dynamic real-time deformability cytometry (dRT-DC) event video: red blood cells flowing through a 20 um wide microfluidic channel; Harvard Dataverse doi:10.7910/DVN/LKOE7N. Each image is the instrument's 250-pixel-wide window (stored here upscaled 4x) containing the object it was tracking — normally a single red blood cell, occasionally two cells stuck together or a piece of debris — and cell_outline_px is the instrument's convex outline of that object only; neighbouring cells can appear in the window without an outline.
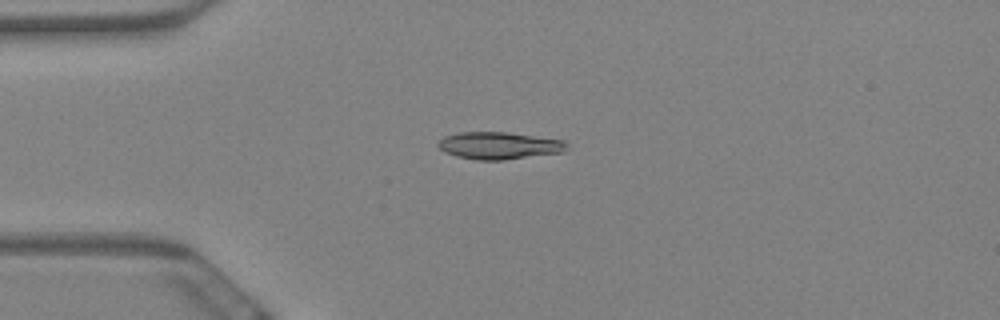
{"species": "Egyptian fruit bat (a non-hibernating species)", "species_latin": "Rousettus aegyptiacus", "temperature_condition": "warm", "stored_images_in_passage": 54, "camera_frame_rate_fps": 3000, "um_per_image_px": 0.085, "animal": {"sex": "female"}, "frame": {"image": 1, "passage_image": 15, "time_ms": 4.667, "image_size_px": [1000, 320], "cell_outline_px": [[568, 148], [564, 152], [504, 160], [476, 160], [456, 156], [444, 152], [436, 144], [444, 136], [456, 132], [508, 132], [564, 140], [568, 144]], "centroid_in_image_um": [42.42, 12.37], "position_along_channel_um": 42.6, "area_um2": 20.63}}
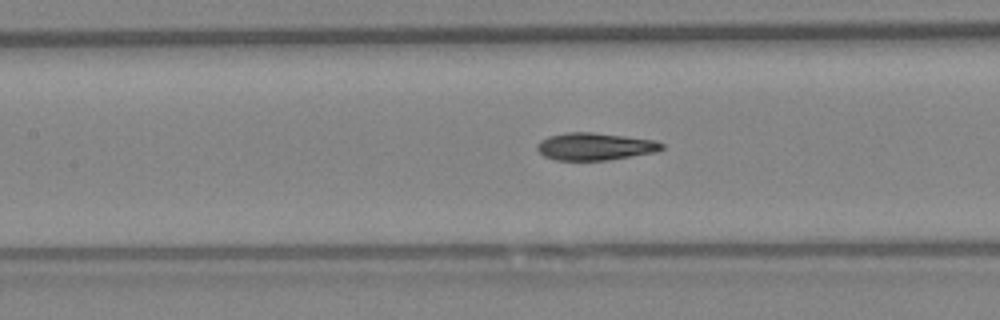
{"frame": {"image": 2, "passage_image": 27, "time_ms": 8.667, "image_size_px": [1000, 320], "cell_outline_px": [[664, 148], [656, 152], [608, 160], [556, 160], [544, 156], [536, 148], [536, 144], [540, 140], [548, 136], [564, 132], [592, 132], [656, 140], [664, 144]], "centroid_in_image_um": [50.56, 12.44], "position_along_channel_um": 156.8, "area_um2": 20.0}}
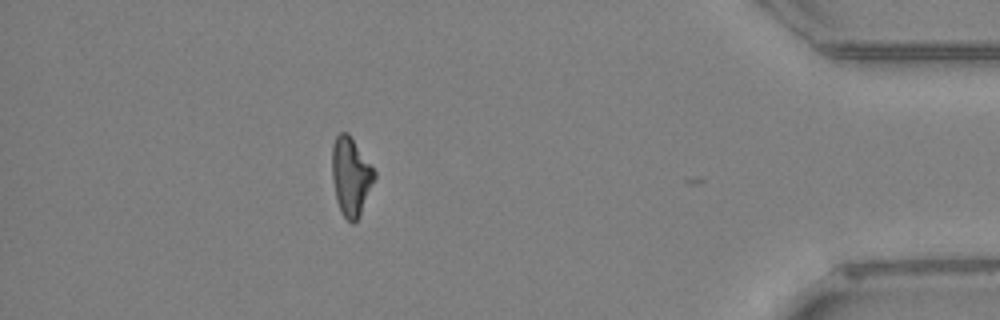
{"frame": {"image": 3, "passage_image": 53, "time_ms": 17.333, "image_size_px": [1000, 320], "cell_outline_px": [[376, 176], [360, 212], [356, 220], [352, 224], [344, 216], [336, 200], [332, 176], [332, 144], [336, 136], [340, 132], [348, 132], [376, 172]], "centroid_in_image_um": [29.8, 14.94], "position_along_channel_um": 405.4, "area_um2": 18.96}, "authors_computed_cell_mechanics": {"area_um2": 19.8254, "velocity_mm_per_s": 3.418, "shape_relaxation_time_tau1_ms": 8.7424, "shape_relaxation_time_tau2_ms": 2.9267, "deformation_change_tau1": 0.2389, "deformation_change_tau2": 0.0973}}